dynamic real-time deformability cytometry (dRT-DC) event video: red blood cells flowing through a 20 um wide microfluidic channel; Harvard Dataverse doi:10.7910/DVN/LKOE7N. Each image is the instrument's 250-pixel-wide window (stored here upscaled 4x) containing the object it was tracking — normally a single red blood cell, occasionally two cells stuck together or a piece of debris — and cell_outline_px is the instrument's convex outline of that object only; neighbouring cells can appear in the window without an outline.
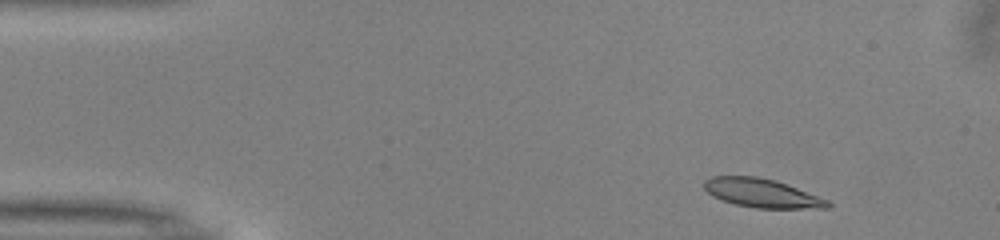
{"species": "common noctule bat (a hibernating species)", "species_latin": "Nyctalus noctula", "temperature_condition": "warm", "stored_images_in_passage": 48, "camera_frame_rate_fps": 3000, "um_per_image_px": 0.085, "animal": {"sex": "male", "body_mass_g": 13.0, "forearm_length_mm": 53.1}, "frame": {"image": 1, "passage_image": 3, "time_ms": 0.667, "image_size_px": [1000, 240], "cell_outline_px": [[832, 204], [828, 208], [756, 208], [736, 204], [712, 196], [704, 188], [704, 180], [712, 176], [756, 176], [776, 180], [828, 200]], "centroid_in_image_um": [64.75, 16.41], "position_along_channel_um": 20.3, "area_um2": 20.52}}
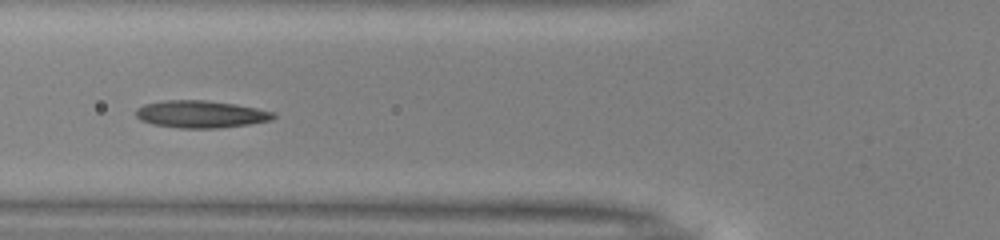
{"frame": {"image": 2, "passage_image": 16, "time_ms": 5.0, "image_size_px": [1000, 240], "cell_outline_px": [[276, 116], [272, 120], [248, 124], [216, 128], [180, 128], [152, 124], [140, 120], [136, 116], [136, 108], [144, 104], [164, 100], [204, 100], [236, 104], [256, 108], [272, 112]], "centroid_in_image_um": [17.03, 9.7], "position_along_channel_um": 108.8, "area_um2": 21.79}}
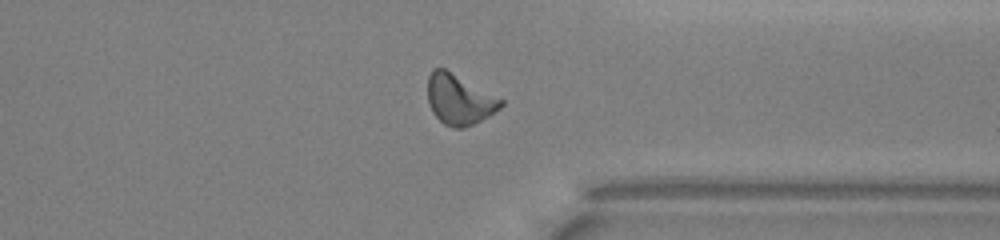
{"frame": {"image": 3, "passage_image": 36, "time_ms": 11.667, "image_size_px": [1000, 240], "cell_outline_px": [[504, 104], [500, 108], [488, 116], [464, 128], [452, 128], [444, 124], [432, 112], [428, 104], [428, 76], [432, 68], [444, 68], [504, 100]], "centroid_in_image_um": [39.01, 8.46], "position_along_channel_um": 372.4, "area_um2": 21.27}, "authors_computed_cell_mechanics": {"area_um2": 20.8658, "velocity_mm_per_s": 4.0061, "shape_relaxation_time_tau1_ms": 3.6713, "shape_relaxation_time_tau2_ms": 2.7082, "deformation_change_tau1": 0.1569, "deformation_change_tau2": 0.0867}}